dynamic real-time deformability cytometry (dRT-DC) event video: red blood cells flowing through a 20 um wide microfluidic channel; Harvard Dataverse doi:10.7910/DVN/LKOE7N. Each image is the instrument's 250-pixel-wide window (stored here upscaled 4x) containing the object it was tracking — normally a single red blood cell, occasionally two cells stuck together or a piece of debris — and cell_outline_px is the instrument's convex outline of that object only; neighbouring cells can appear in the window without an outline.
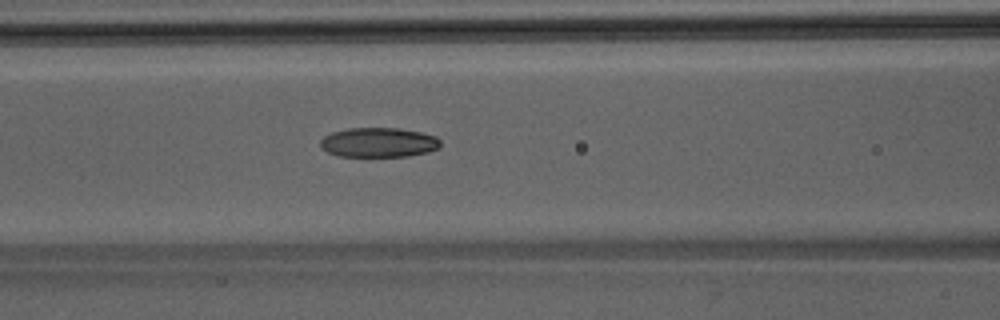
{"species": "Egyptian fruit bat (a non-hibernating species)", "species_latin": "Rousettus aegyptiacus", "temperature_condition": "room temperature", "stored_images_in_passage": 43, "camera_frame_rate_fps": 3000, "um_per_image_px": 0.085, "animal": {"sex": "male"}, "frame": {"image": 1, "passage_image": 21, "time_ms": 6.667, "image_size_px": [1000, 320], "cell_outline_px": [[440, 148], [428, 152], [408, 156], [340, 156], [328, 152], [320, 148], [320, 140], [324, 136], [332, 132], [348, 128], [400, 128], [420, 132], [436, 136], [440, 140]], "centroid_in_image_um": [32.19, 12.1], "position_along_channel_um": 134.4, "area_um2": 20.81}}
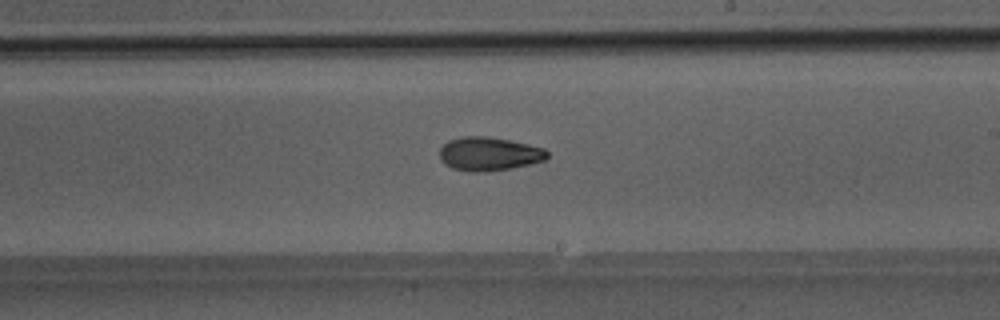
{"frame": {"image": 2, "passage_image": 29, "time_ms": 9.333, "image_size_px": [1000, 320], "cell_outline_px": [[548, 156], [544, 160], [512, 168], [484, 172], [472, 172], [452, 168], [444, 164], [440, 160], [440, 148], [448, 140], [464, 136], [484, 136], [508, 140], [528, 144], [544, 148], [548, 152]], "centroid_in_image_um": [41.54, 13.08], "position_along_channel_um": 247.5, "area_um2": 21.04}}
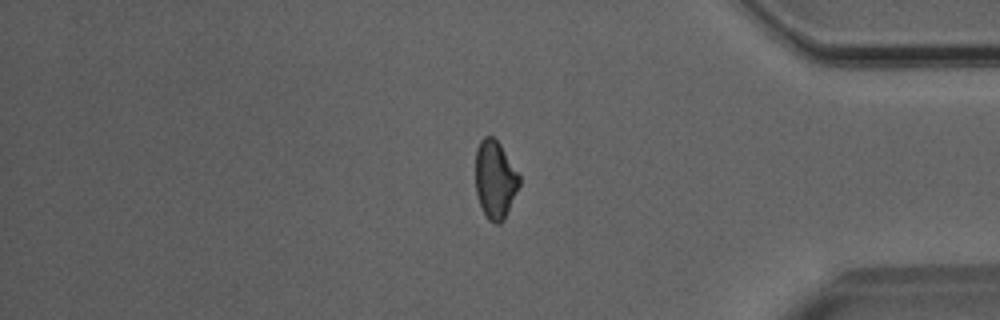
{"frame": {"image": 3, "passage_image": 41, "time_ms": 13.333, "image_size_px": [1000, 320], "cell_outline_px": [[520, 184], [504, 220], [500, 224], [496, 224], [488, 220], [480, 204], [476, 192], [476, 148], [480, 140], [484, 136], [492, 136], [500, 144], [520, 176]], "centroid_in_image_um": [42.08, 15.27], "position_along_channel_um": 393.1, "area_um2": 19.83}}